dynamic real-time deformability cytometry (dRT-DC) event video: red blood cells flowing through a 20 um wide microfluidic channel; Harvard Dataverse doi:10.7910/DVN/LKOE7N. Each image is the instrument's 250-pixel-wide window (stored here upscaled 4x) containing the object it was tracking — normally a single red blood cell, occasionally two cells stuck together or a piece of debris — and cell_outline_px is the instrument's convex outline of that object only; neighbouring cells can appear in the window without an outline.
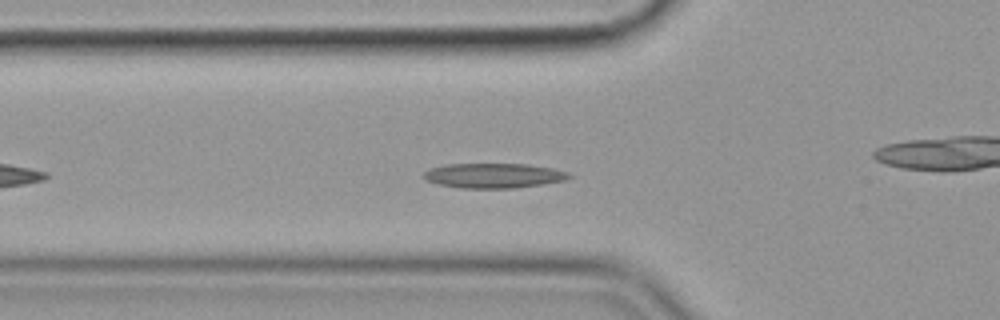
{"species": "common noctule bat (a hibernating species)", "species_latin": "Nyctalus noctula", "temperature_condition": "cold", "stored_images_in_passage": 46, "camera_frame_rate_fps": 3000, "um_per_image_px": 0.085, "animal": {"sex": "female", "body_mass_g": 19.9}, "frame": {"image": 1, "passage_image": 8, "time_ms": 2.333, "image_size_px": [1000, 320], "cell_outline_px": [[572, 176], [564, 180], [540, 184], [512, 188], [460, 188], [440, 184], [424, 180], [424, 172], [432, 168], [448, 164], [528, 164], [552, 168], [568, 172]], "centroid_in_image_um": [41.95, 14.92], "position_along_channel_um": 83.8, "area_um2": 20.75}}
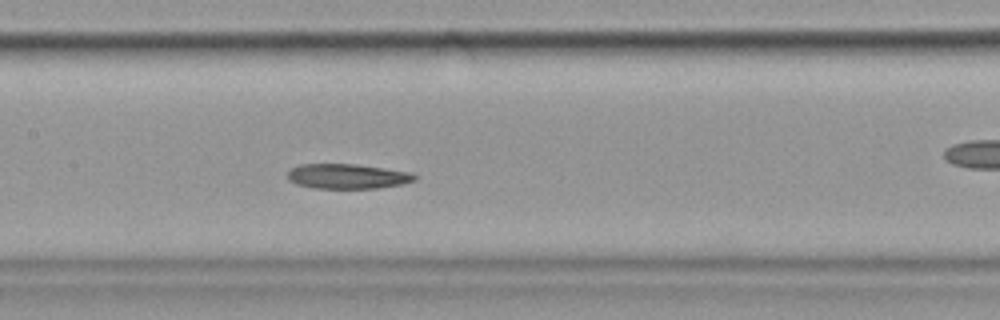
{"frame": {"image": 2, "passage_image": 16, "time_ms": 5.0, "image_size_px": [1000, 320], "cell_outline_px": [[416, 180], [404, 184], [376, 188], [312, 188], [296, 184], [288, 180], [288, 172], [292, 168], [300, 164], [356, 164], [412, 172], [416, 176]], "centroid_in_image_um": [29.54, 14.98], "position_along_channel_um": 177.9, "area_um2": 18.5}}
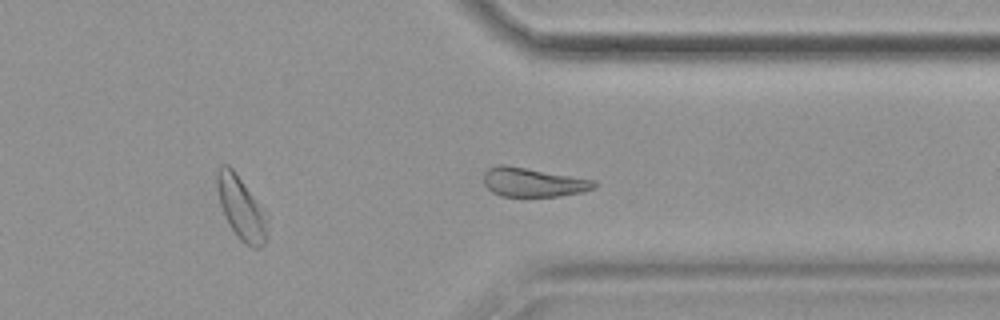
{"frame": {"image": 3, "passage_image": 32, "time_ms": 10.333, "image_size_px": [1000, 320], "cell_outline_px": [[596, 188], [580, 192], [560, 196], [500, 196], [492, 192], [484, 184], [484, 172], [488, 168], [496, 164], [504, 164], [596, 180]], "centroid_in_image_um": [45.29, 15.48], "position_along_channel_um": 366.1, "area_um2": 18.73}}